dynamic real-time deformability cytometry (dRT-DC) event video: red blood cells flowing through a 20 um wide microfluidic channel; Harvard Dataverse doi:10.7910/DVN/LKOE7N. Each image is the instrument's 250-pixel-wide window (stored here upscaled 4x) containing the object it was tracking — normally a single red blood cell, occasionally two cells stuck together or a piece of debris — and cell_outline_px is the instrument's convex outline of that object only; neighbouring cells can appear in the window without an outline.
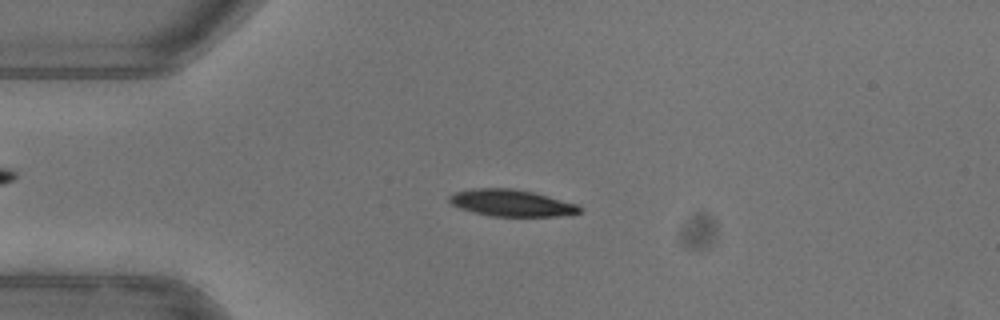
{"species": "common noctule bat (a hibernating species)", "species_latin": "Nyctalus noctula", "temperature_condition": "warm", "stored_images_in_passage": 51, "camera_frame_rate_fps": 3000, "um_per_image_px": 0.085, "animal": {"sex": "female"}, "frame": {"image": 1, "passage_image": 12, "time_ms": 3.667, "image_size_px": [1000, 320], "cell_outline_px": [[584, 208], [580, 212], [564, 216], [492, 216], [472, 212], [460, 208], [452, 204], [448, 200], [448, 196], [456, 192], [472, 188], [512, 188], [532, 192], [580, 204]], "centroid_in_image_um": [43.51, 17.25], "position_along_channel_um": 41.5, "area_um2": 20.46}}
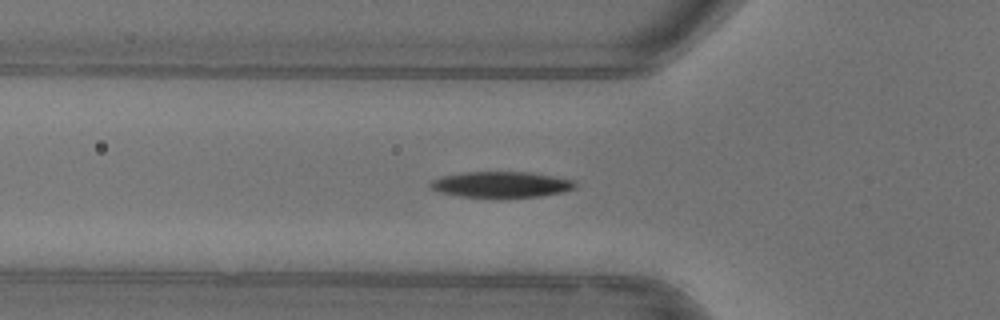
{"frame": {"image": 2, "passage_image": 17, "time_ms": 5.333, "image_size_px": [1000, 320], "cell_outline_px": [[576, 188], [560, 192], [540, 196], [460, 196], [440, 192], [432, 188], [428, 184], [432, 180], [444, 176], [464, 172], [528, 172], [572, 180], [576, 184]], "centroid_in_image_um": [42.58, 15.66], "position_along_channel_um": 83.2, "area_um2": 21.1}, "authors_computed_cell_mechanics": {"area_um2": 21.2126, "velocity_mm_per_s": 3.9763, "shape_relaxation_time_tau1_ms": 2.8321, "shape_relaxation_time_tau2_ms": null, "deformation_change_tau1": 0.1544, "deformation_change_tau2": null}}